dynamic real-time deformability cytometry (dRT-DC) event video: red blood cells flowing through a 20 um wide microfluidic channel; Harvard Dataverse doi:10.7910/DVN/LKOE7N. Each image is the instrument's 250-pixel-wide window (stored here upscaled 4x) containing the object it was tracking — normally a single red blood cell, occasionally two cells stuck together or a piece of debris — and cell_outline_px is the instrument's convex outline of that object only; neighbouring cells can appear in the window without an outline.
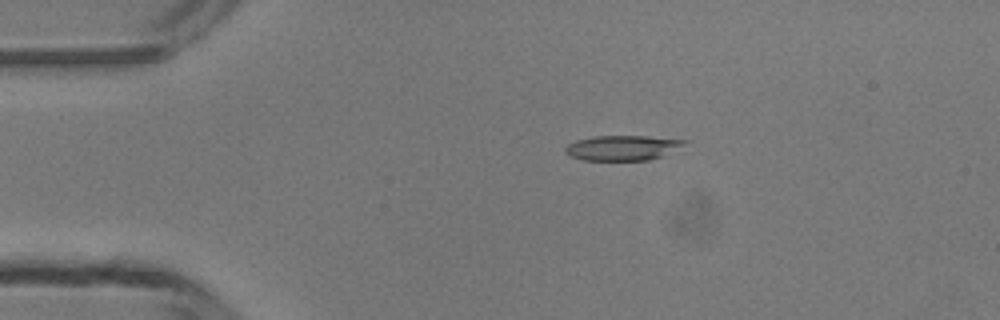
{"species": "common noctule bat (a hibernating species)", "species_latin": "Nyctalus noctula", "temperature_condition": "room temperature", "stored_images_in_passage": 40, "camera_frame_rate_fps": 3000, "um_per_image_px": 0.085, "animal": {"sex": "male", "body_mass_g": 13.3}, "frame": {"image": 1, "passage_image": 1, "time_ms": 0.0, "image_size_px": [1000, 320], "cell_outline_px": [[688, 140], [684, 152], [648, 160], [584, 160], [568, 156], [564, 152], [564, 148], [568, 144], [576, 140], [596, 136], [644, 136]], "centroid_in_image_um": [53.06, 12.58], "position_along_channel_um": 31.9, "area_um2": 18.09}}
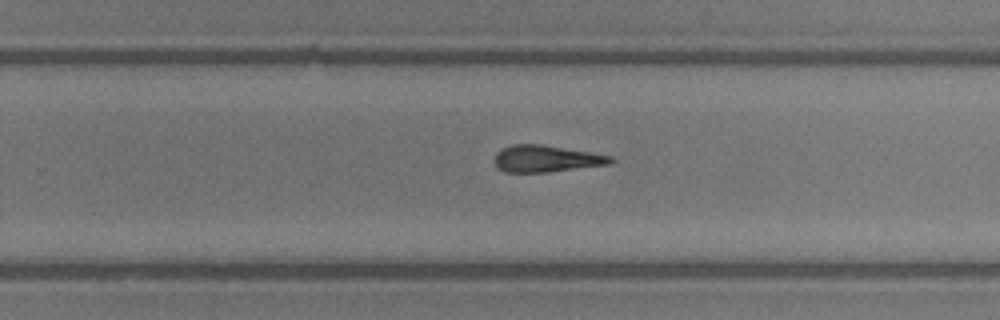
{"frame": {"image": 2, "passage_image": 22, "time_ms": 7.0, "image_size_px": [1000, 320], "cell_outline_px": [[616, 160], [612, 164], [548, 172], [504, 172], [496, 168], [492, 160], [496, 152], [512, 144], [544, 144], [592, 152], [612, 156]], "centroid_in_image_um": [46.43, 13.49], "position_along_channel_um": 283.4, "area_um2": 18.55}}
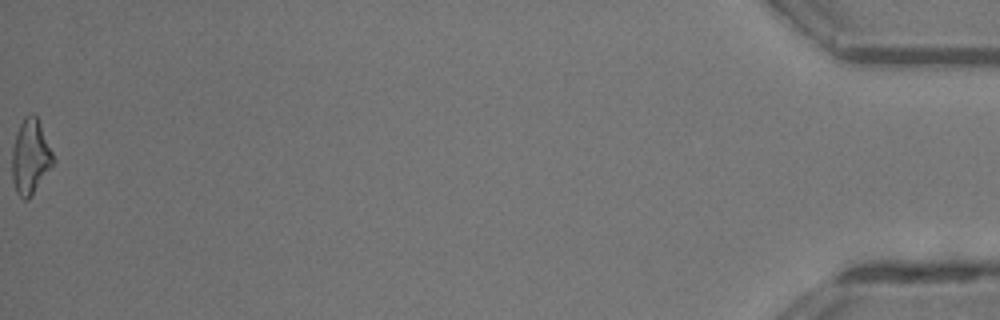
{"frame": {"image": 3, "passage_image": 40, "time_ms": 13.0, "image_size_px": [1000, 320], "cell_outline_px": [[56, 160], [32, 196], [28, 200], [24, 200], [16, 192], [12, 180], [12, 148], [20, 124], [24, 116], [28, 112], [32, 112], [36, 116]], "centroid_in_image_um": [2.58, 13.35], "position_along_channel_um": 432.6, "area_um2": 17.98}, "authors_computed_cell_mechanics": {"area_um2": 18.4382, "velocity_mm_per_s": 4.2679, "shape_relaxation_time_tau1_ms": 4.7721, "shape_relaxation_time_tau2_ms": 7.3109, "deformation_change_tau1": 0.205, "deformation_change_tau2": 0.2813}}